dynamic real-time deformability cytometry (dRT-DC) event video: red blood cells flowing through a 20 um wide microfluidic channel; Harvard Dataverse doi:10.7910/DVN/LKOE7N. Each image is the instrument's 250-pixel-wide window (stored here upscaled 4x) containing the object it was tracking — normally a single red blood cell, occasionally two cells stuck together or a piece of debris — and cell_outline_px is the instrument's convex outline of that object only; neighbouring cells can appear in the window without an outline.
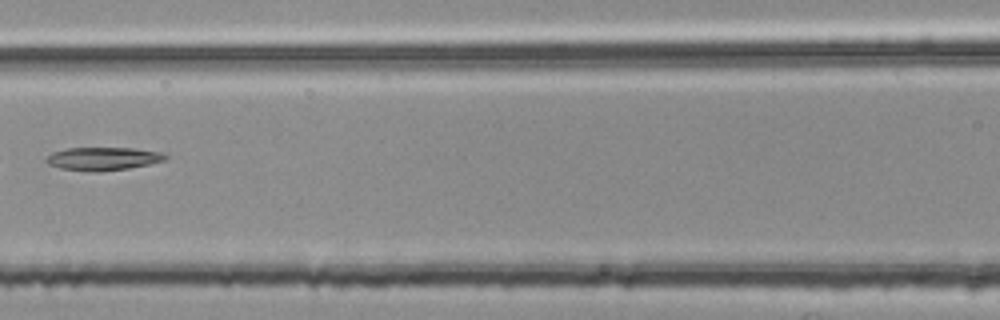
{"species": "common noctule bat (a hibernating species)", "species_latin": "Nyctalus noctula", "temperature_condition": "room temperature", "stored_images_in_passage": 5, "camera_frame_rate_fps": 3000, "um_per_image_px": 0.085, "animal": {"sex": "female", "body_mass_g": 25.1}, "frame": {"image": 1, "passage_image": 5, "time_ms": 1.333, "image_size_px": [1000, 320], "cell_outline_px": [[168, 156], [164, 160], [148, 164], [128, 168], [100, 172], [92, 172], [60, 168], [48, 164], [44, 160], [52, 152], [68, 148], [132, 148], [160, 152]], "centroid_in_image_um": [8.71, 13.49], "position_along_channel_um": 157.9, "area_um2": 15.95}}